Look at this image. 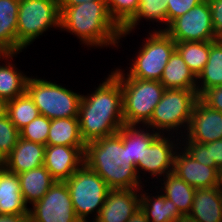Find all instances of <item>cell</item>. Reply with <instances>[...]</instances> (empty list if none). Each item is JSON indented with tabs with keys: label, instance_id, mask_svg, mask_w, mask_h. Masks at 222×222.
Listing matches in <instances>:
<instances>
[{
	"label": "cell",
	"instance_id": "obj_34",
	"mask_svg": "<svg viewBox=\"0 0 222 222\" xmlns=\"http://www.w3.org/2000/svg\"><path fill=\"white\" fill-rule=\"evenodd\" d=\"M19 137V130L9 117L0 118V163L11 153Z\"/></svg>",
	"mask_w": 222,
	"mask_h": 222
},
{
	"label": "cell",
	"instance_id": "obj_15",
	"mask_svg": "<svg viewBox=\"0 0 222 222\" xmlns=\"http://www.w3.org/2000/svg\"><path fill=\"white\" fill-rule=\"evenodd\" d=\"M218 167L201 164L179 147L174 157L173 173L195 189L219 186Z\"/></svg>",
	"mask_w": 222,
	"mask_h": 222
},
{
	"label": "cell",
	"instance_id": "obj_12",
	"mask_svg": "<svg viewBox=\"0 0 222 222\" xmlns=\"http://www.w3.org/2000/svg\"><path fill=\"white\" fill-rule=\"evenodd\" d=\"M179 147L180 136L159 134L145 149L143 160L136 165V171L140 181L142 183L144 182L141 176L144 177V174L147 173L155 182L156 178L159 181L165 175L173 172L174 157Z\"/></svg>",
	"mask_w": 222,
	"mask_h": 222
},
{
	"label": "cell",
	"instance_id": "obj_42",
	"mask_svg": "<svg viewBox=\"0 0 222 222\" xmlns=\"http://www.w3.org/2000/svg\"><path fill=\"white\" fill-rule=\"evenodd\" d=\"M88 1L95 0H59V6H75Z\"/></svg>",
	"mask_w": 222,
	"mask_h": 222
},
{
	"label": "cell",
	"instance_id": "obj_36",
	"mask_svg": "<svg viewBox=\"0 0 222 222\" xmlns=\"http://www.w3.org/2000/svg\"><path fill=\"white\" fill-rule=\"evenodd\" d=\"M180 146L197 162L209 166V149L194 141H180Z\"/></svg>",
	"mask_w": 222,
	"mask_h": 222
},
{
	"label": "cell",
	"instance_id": "obj_43",
	"mask_svg": "<svg viewBox=\"0 0 222 222\" xmlns=\"http://www.w3.org/2000/svg\"><path fill=\"white\" fill-rule=\"evenodd\" d=\"M7 104V100L0 98V118H3L7 115Z\"/></svg>",
	"mask_w": 222,
	"mask_h": 222
},
{
	"label": "cell",
	"instance_id": "obj_14",
	"mask_svg": "<svg viewBox=\"0 0 222 222\" xmlns=\"http://www.w3.org/2000/svg\"><path fill=\"white\" fill-rule=\"evenodd\" d=\"M86 147L47 145L44 166L55 181L65 182L84 164Z\"/></svg>",
	"mask_w": 222,
	"mask_h": 222
},
{
	"label": "cell",
	"instance_id": "obj_16",
	"mask_svg": "<svg viewBox=\"0 0 222 222\" xmlns=\"http://www.w3.org/2000/svg\"><path fill=\"white\" fill-rule=\"evenodd\" d=\"M140 189H110L95 222H127L140 209Z\"/></svg>",
	"mask_w": 222,
	"mask_h": 222
},
{
	"label": "cell",
	"instance_id": "obj_30",
	"mask_svg": "<svg viewBox=\"0 0 222 222\" xmlns=\"http://www.w3.org/2000/svg\"><path fill=\"white\" fill-rule=\"evenodd\" d=\"M176 50L196 77L203 71L210 53V41L176 42Z\"/></svg>",
	"mask_w": 222,
	"mask_h": 222
},
{
	"label": "cell",
	"instance_id": "obj_45",
	"mask_svg": "<svg viewBox=\"0 0 222 222\" xmlns=\"http://www.w3.org/2000/svg\"><path fill=\"white\" fill-rule=\"evenodd\" d=\"M219 187L222 189V167L218 171Z\"/></svg>",
	"mask_w": 222,
	"mask_h": 222
},
{
	"label": "cell",
	"instance_id": "obj_9",
	"mask_svg": "<svg viewBox=\"0 0 222 222\" xmlns=\"http://www.w3.org/2000/svg\"><path fill=\"white\" fill-rule=\"evenodd\" d=\"M77 218L83 221H94L110 191L107 183L85 163L65 181Z\"/></svg>",
	"mask_w": 222,
	"mask_h": 222
},
{
	"label": "cell",
	"instance_id": "obj_33",
	"mask_svg": "<svg viewBox=\"0 0 222 222\" xmlns=\"http://www.w3.org/2000/svg\"><path fill=\"white\" fill-rule=\"evenodd\" d=\"M50 123L51 119L39 115L19 131L20 138L47 146Z\"/></svg>",
	"mask_w": 222,
	"mask_h": 222
},
{
	"label": "cell",
	"instance_id": "obj_3",
	"mask_svg": "<svg viewBox=\"0 0 222 222\" xmlns=\"http://www.w3.org/2000/svg\"><path fill=\"white\" fill-rule=\"evenodd\" d=\"M84 163L96 172L110 189H141L136 166L128 159L122 142V128L111 136L86 144Z\"/></svg>",
	"mask_w": 222,
	"mask_h": 222
},
{
	"label": "cell",
	"instance_id": "obj_28",
	"mask_svg": "<svg viewBox=\"0 0 222 222\" xmlns=\"http://www.w3.org/2000/svg\"><path fill=\"white\" fill-rule=\"evenodd\" d=\"M47 145L86 147L80 135L78 117L51 119Z\"/></svg>",
	"mask_w": 222,
	"mask_h": 222
},
{
	"label": "cell",
	"instance_id": "obj_10",
	"mask_svg": "<svg viewBox=\"0 0 222 222\" xmlns=\"http://www.w3.org/2000/svg\"><path fill=\"white\" fill-rule=\"evenodd\" d=\"M175 42H201L219 39L213 28L207 0L174 19L164 30Z\"/></svg>",
	"mask_w": 222,
	"mask_h": 222
},
{
	"label": "cell",
	"instance_id": "obj_5",
	"mask_svg": "<svg viewBox=\"0 0 222 222\" xmlns=\"http://www.w3.org/2000/svg\"><path fill=\"white\" fill-rule=\"evenodd\" d=\"M198 98L197 89H165L145 126L159 134L174 135L176 133V136L183 137Z\"/></svg>",
	"mask_w": 222,
	"mask_h": 222
},
{
	"label": "cell",
	"instance_id": "obj_13",
	"mask_svg": "<svg viewBox=\"0 0 222 222\" xmlns=\"http://www.w3.org/2000/svg\"><path fill=\"white\" fill-rule=\"evenodd\" d=\"M219 139H222V112L210 108L198 98L187 131L180 141L206 144Z\"/></svg>",
	"mask_w": 222,
	"mask_h": 222
},
{
	"label": "cell",
	"instance_id": "obj_21",
	"mask_svg": "<svg viewBox=\"0 0 222 222\" xmlns=\"http://www.w3.org/2000/svg\"><path fill=\"white\" fill-rule=\"evenodd\" d=\"M144 187L147 185H143L140 189V208L149 222H174L182 216L176 204L157 191L158 186H155L158 194L154 193L153 196L148 192L149 189L145 191Z\"/></svg>",
	"mask_w": 222,
	"mask_h": 222
},
{
	"label": "cell",
	"instance_id": "obj_35",
	"mask_svg": "<svg viewBox=\"0 0 222 222\" xmlns=\"http://www.w3.org/2000/svg\"><path fill=\"white\" fill-rule=\"evenodd\" d=\"M203 0H167V27L179 16L188 12Z\"/></svg>",
	"mask_w": 222,
	"mask_h": 222
},
{
	"label": "cell",
	"instance_id": "obj_22",
	"mask_svg": "<svg viewBox=\"0 0 222 222\" xmlns=\"http://www.w3.org/2000/svg\"><path fill=\"white\" fill-rule=\"evenodd\" d=\"M159 82L165 89H197V77L177 50L171 55Z\"/></svg>",
	"mask_w": 222,
	"mask_h": 222
},
{
	"label": "cell",
	"instance_id": "obj_1",
	"mask_svg": "<svg viewBox=\"0 0 222 222\" xmlns=\"http://www.w3.org/2000/svg\"><path fill=\"white\" fill-rule=\"evenodd\" d=\"M107 76L91 94L81 97L78 120L85 144L116 134L125 125L120 80L112 72Z\"/></svg>",
	"mask_w": 222,
	"mask_h": 222
},
{
	"label": "cell",
	"instance_id": "obj_4",
	"mask_svg": "<svg viewBox=\"0 0 222 222\" xmlns=\"http://www.w3.org/2000/svg\"><path fill=\"white\" fill-rule=\"evenodd\" d=\"M117 68L111 71L119 80L123 94V118L126 125H145L160 102L165 87L158 80L127 76Z\"/></svg>",
	"mask_w": 222,
	"mask_h": 222
},
{
	"label": "cell",
	"instance_id": "obj_27",
	"mask_svg": "<svg viewBox=\"0 0 222 222\" xmlns=\"http://www.w3.org/2000/svg\"><path fill=\"white\" fill-rule=\"evenodd\" d=\"M167 0H139V8L134 17L122 28V35L119 40L131 34L137 28L141 20L146 22H158V30H165L167 28ZM161 23V24H160Z\"/></svg>",
	"mask_w": 222,
	"mask_h": 222
},
{
	"label": "cell",
	"instance_id": "obj_18",
	"mask_svg": "<svg viewBox=\"0 0 222 222\" xmlns=\"http://www.w3.org/2000/svg\"><path fill=\"white\" fill-rule=\"evenodd\" d=\"M28 206L22 196L18 175L0 163V215H29Z\"/></svg>",
	"mask_w": 222,
	"mask_h": 222
},
{
	"label": "cell",
	"instance_id": "obj_31",
	"mask_svg": "<svg viewBox=\"0 0 222 222\" xmlns=\"http://www.w3.org/2000/svg\"><path fill=\"white\" fill-rule=\"evenodd\" d=\"M39 115V109L27 92L8 101L7 116L19 131Z\"/></svg>",
	"mask_w": 222,
	"mask_h": 222
},
{
	"label": "cell",
	"instance_id": "obj_17",
	"mask_svg": "<svg viewBox=\"0 0 222 222\" xmlns=\"http://www.w3.org/2000/svg\"><path fill=\"white\" fill-rule=\"evenodd\" d=\"M45 145L18 138L11 153L3 160V165L10 172L20 174L44 164Z\"/></svg>",
	"mask_w": 222,
	"mask_h": 222
},
{
	"label": "cell",
	"instance_id": "obj_25",
	"mask_svg": "<svg viewBox=\"0 0 222 222\" xmlns=\"http://www.w3.org/2000/svg\"><path fill=\"white\" fill-rule=\"evenodd\" d=\"M138 126V127H137ZM159 135L145 125H124L122 127V142L128 147V159L135 166L143 160L145 149Z\"/></svg>",
	"mask_w": 222,
	"mask_h": 222
},
{
	"label": "cell",
	"instance_id": "obj_37",
	"mask_svg": "<svg viewBox=\"0 0 222 222\" xmlns=\"http://www.w3.org/2000/svg\"><path fill=\"white\" fill-rule=\"evenodd\" d=\"M199 98L210 108L222 112V85L207 89Z\"/></svg>",
	"mask_w": 222,
	"mask_h": 222
},
{
	"label": "cell",
	"instance_id": "obj_11",
	"mask_svg": "<svg viewBox=\"0 0 222 222\" xmlns=\"http://www.w3.org/2000/svg\"><path fill=\"white\" fill-rule=\"evenodd\" d=\"M31 207L29 222H81L75 214L65 182L55 181L46 194Z\"/></svg>",
	"mask_w": 222,
	"mask_h": 222
},
{
	"label": "cell",
	"instance_id": "obj_19",
	"mask_svg": "<svg viewBox=\"0 0 222 222\" xmlns=\"http://www.w3.org/2000/svg\"><path fill=\"white\" fill-rule=\"evenodd\" d=\"M198 222H222V189H195L191 210L188 214Z\"/></svg>",
	"mask_w": 222,
	"mask_h": 222
},
{
	"label": "cell",
	"instance_id": "obj_44",
	"mask_svg": "<svg viewBox=\"0 0 222 222\" xmlns=\"http://www.w3.org/2000/svg\"><path fill=\"white\" fill-rule=\"evenodd\" d=\"M174 222H198V221L189 215H182L178 217Z\"/></svg>",
	"mask_w": 222,
	"mask_h": 222
},
{
	"label": "cell",
	"instance_id": "obj_38",
	"mask_svg": "<svg viewBox=\"0 0 222 222\" xmlns=\"http://www.w3.org/2000/svg\"><path fill=\"white\" fill-rule=\"evenodd\" d=\"M212 16L214 32L218 38H222V0H207Z\"/></svg>",
	"mask_w": 222,
	"mask_h": 222
},
{
	"label": "cell",
	"instance_id": "obj_32",
	"mask_svg": "<svg viewBox=\"0 0 222 222\" xmlns=\"http://www.w3.org/2000/svg\"><path fill=\"white\" fill-rule=\"evenodd\" d=\"M111 18L122 29L136 14L139 0H106Z\"/></svg>",
	"mask_w": 222,
	"mask_h": 222
},
{
	"label": "cell",
	"instance_id": "obj_24",
	"mask_svg": "<svg viewBox=\"0 0 222 222\" xmlns=\"http://www.w3.org/2000/svg\"><path fill=\"white\" fill-rule=\"evenodd\" d=\"M20 0H0V52L17 53V17Z\"/></svg>",
	"mask_w": 222,
	"mask_h": 222
},
{
	"label": "cell",
	"instance_id": "obj_23",
	"mask_svg": "<svg viewBox=\"0 0 222 222\" xmlns=\"http://www.w3.org/2000/svg\"><path fill=\"white\" fill-rule=\"evenodd\" d=\"M17 175L23 199L29 206L40 200L55 182L44 165Z\"/></svg>",
	"mask_w": 222,
	"mask_h": 222
},
{
	"label": "cell",
	"instance_id": "obj_6",
	"mask_svg": "<svg viewBox=\"0 0 222 222\" xmlns=\"http://www.w3.org/2000/svg\"><path fill=\"white\" fill-rule=\"evenodd\" d=\"M59 0H20L17 17V53L51 28L60 30Z\"/></svg>",
	"mask_w": 222,
	"mask_h": 222
},
{
	"label": "cell",
	"instance_id": "obj_7",
	"mask_svg": "<svg viewBox=\"0 0 222 222\" xmlns=\"http://www.w3.org/2000/svg\"><path fill=\"white\" fill-rule=\"evenodd\" d=\"M146 33L148 35L142 40V47L132 57V65L126 67L128 71L125 74L136 79L160 81L165 66L176 50V42L164 30L154 28Z\"/></svg>",
	"mask_w": 222,
	"mask_h": 222
},
{
	"label": "cell",
	"instance_id": "obj_41",
	"mask_svg": "<svg viewBox=\"0 0 222 222\" xmlns=\"http://www.w3.org/2000/svg\"><path fill=\"white\" fill-rule=\"evenodd\" d=\"M127 222H149L146 218L145 213L140 209H138Z\"/></svg>",
	"mask_w": 222,
	"mask_h": 222
},
{
	"label": "cell",
	"instance_id": "obj_39",
	"mask_svg": "<svg viewBox=\"0 0 222 222\" xmlns=\"http://www.w3.org/2000/svg\"><path fill=\"white\" fill-rule=\"evenodd\" d=\"M209 149V166L222 167V139L204 144Z\"/></svg>",
	"mask_w": 222,
	"mask_h": 222
},
{
	"label": "cell",
	"instance_id": "obj_29",
	"mask_svg": "<svg viewBox=\"0 0 222 222\" xmlns=\"http://www.w3.org/2000/svg\"><path fill=\"white\" fill-rule=\"evenodd\" d=\"M222 85V38L210 41V53L203 71L197 77V95Z\"/></svg>",
	"mask_w": 222,
	"mask_h": 222
},
{
	"label": "cell",
	"instance_id": "obj_20",
	"mask_svg": "<svg viewBox=\"0 0 222 222\" xmlns=\"http://www.w3.org/2000/svg\"><path fill=\"white\" fill-rule=\"evenodd\" d=\"M19 53L6 52L0 54V61L5 63L0 65V98L7 101L13 100L16 97L26 92V83L28 80L21 70L13 64V58ZM2 59V60H1Z\"/></svg>",
	"mask_w": 222,
	"mask_h": 222
},
{
	"label": "cell",
	"instance_id": "obj_8",
	"mask_svg": "<svg viewBox=\"0 0 222 222\" xmlns=\"http://www.w3.org/2000/svg\"><path fill=\"white\" fill-rule=\"evenodd\" d=\"M26 92L33 99L40 115L49 119L78 117L82 94L56 82L28 77Z\"/></svg>",
	"mask_w": 222,
	"mask_h": 222
},
{
	"label": "cell",
	"instance_id": "obj_40",
	"mask_svg": "<svg viewBox=\"0 0 222 222\" xmlns=\"http://www.w3.org/2000/svg\"><path fill=\"white\" fill-rule=\"evenodd\" d=\"M0 222H29V215H0Z\"/></svg>",
	"mask_w": 222,
	"mask_h": 222
},
{
	"label": "cell",
	"instance_id": "obj_26",
	"mask_svg": "<svg viewBox=\"0 0 222 222\" xmlns=\"http://www.w3.org/2000/svg\"><path fill=\"white\" fill-rule=\"evenodd\" d=\"M160 181L161 188L159 192L174 202L182 215H188L193 204L195 188L188 185L173 172L165 175L156 183Z\"/></svg>",
	"mask_w": 222,
	"mask_h": 222
},
{
	"label": "cell",
	"instance_id": "obj_2",
	"mask_svg": "<svg viewBox=\"0 0 222 222\" xmlns=\"http://www.w3.org/2000/svg\"><path fill=\"white\" fill-rule=\"evenodd\" d=\"M60 30L75 35L90 48H120L122 29L111 18L106 0L59 6Z\"/></svg>",
	"mask_w": 222,
	"mask_h": 222
}]
</instances>
